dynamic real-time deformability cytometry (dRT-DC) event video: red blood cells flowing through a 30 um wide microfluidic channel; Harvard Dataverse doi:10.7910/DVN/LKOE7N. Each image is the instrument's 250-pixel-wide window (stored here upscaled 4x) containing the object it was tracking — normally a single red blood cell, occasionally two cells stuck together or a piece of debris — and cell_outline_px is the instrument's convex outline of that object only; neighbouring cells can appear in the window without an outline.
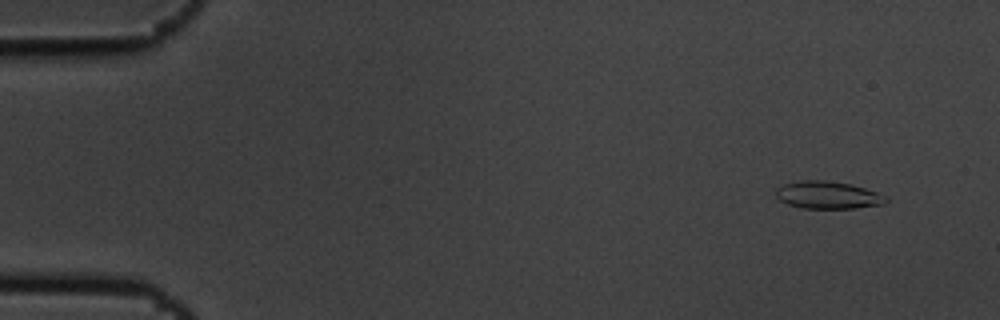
{"species": "common noctule bat (a hibernating species)", "species_latin": "Nyctalus noctula", "temperature_condition": "cold", "stored_images_in_passage": 6, "camera_frame_rate_fps": 3000, "um_per_image_px": 0.085, "animal": {"sex": "male", "body_mass_g": 19.5, "forearm_length_mm": 54.6}, "frame": {"image": 1, "passage_image": 2, "time_ms": 0.333, "image_size_px": [1000, 320], "cell_outline_px": [[888, 200], [884, 204], [856, 208], [804, 208], [788, 204], [780, 200], [776, 196], [776, 188], [784, 184], [800, 180], [824, 180], [852, 184], [888, 196]], "centroid_in_image_um": [70.38, 16.57], "position_along_channel_um": 14.6, "area_um2": 17.63}}